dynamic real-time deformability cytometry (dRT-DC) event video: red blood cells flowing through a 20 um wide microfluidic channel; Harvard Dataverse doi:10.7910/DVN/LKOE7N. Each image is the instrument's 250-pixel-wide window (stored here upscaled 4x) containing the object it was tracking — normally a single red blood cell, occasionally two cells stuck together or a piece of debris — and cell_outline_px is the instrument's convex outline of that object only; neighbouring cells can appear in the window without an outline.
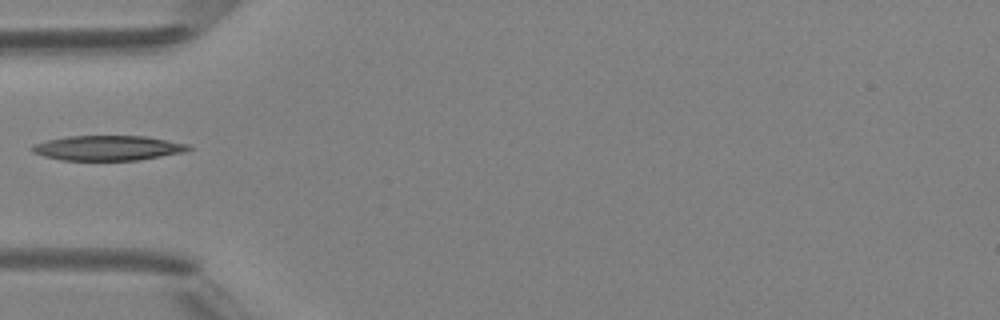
{"species": "Egyptian fruit bat (a non-hibernating species)", "species_latin": "Rousettus aegyptiacus", "temperature_condition": "room temperature", "stored_images_in_passage": 3, "camera_frame_rate_fps": 3000, "um_per_image_px": 0.085, "animal": {"sex": "female"}, "frame": {"image": 1, "passage_image": 3, "time_ms": 2.0, "image_size_px": [1000, 320], "cell_outline_px": [[192, 148], [184, 152], [136, 160], [60, 160], [44, 156], [32, 152], [32, 144], [48, 140], [68, 136], [144, 136], [188, 144]], "centroid_in_image_um": [9.13, 12.58], "position_along_channel_um": 75.9, "area_um2": 22.48}}